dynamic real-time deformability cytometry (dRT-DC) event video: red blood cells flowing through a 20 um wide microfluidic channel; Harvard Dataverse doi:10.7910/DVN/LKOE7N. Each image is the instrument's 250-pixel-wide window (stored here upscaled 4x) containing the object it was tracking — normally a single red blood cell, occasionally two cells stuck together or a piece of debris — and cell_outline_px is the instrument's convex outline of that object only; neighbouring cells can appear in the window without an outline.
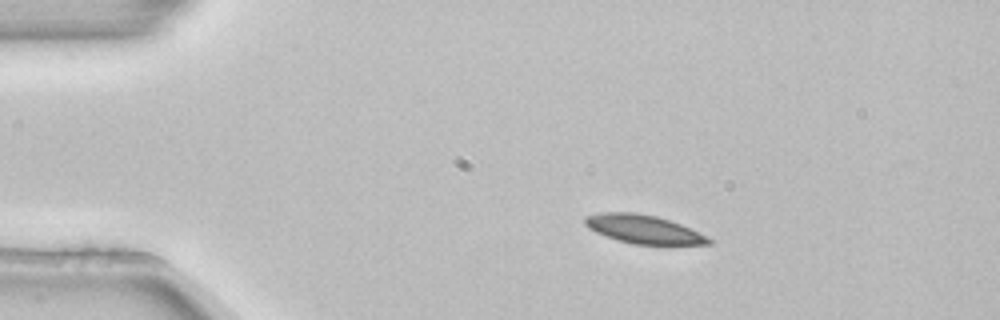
{"species": "common noctule bat (a hibernating species)", "species_latin": "Nyctalus noctula", "temperature_condition": "room temperature", "stored_images_in_passage": 3, "camera_frame_rate_fps": 3000, "um_per_image_px": 0.085, "animal": {"sex": "female", "body_mass_g": 22.7, "forearm_length_mm": 54.2}, "frame": {"image": 1, "passage_image": 2, "time_ms": 0.333, "image_size_px": [1000, 320], "cell_outline_px": [[712, 244], [632, 244], [616, 240], [596, 232], [588, 228], [584, 224], [584, 216], [600, 212], [636, 212], [656, 216], [680, 224], [712, 240]], "centroid_in_image_um": [54.6, 19.47], "position_along_channel_um": 30.4, "area_um2": 20.35}}
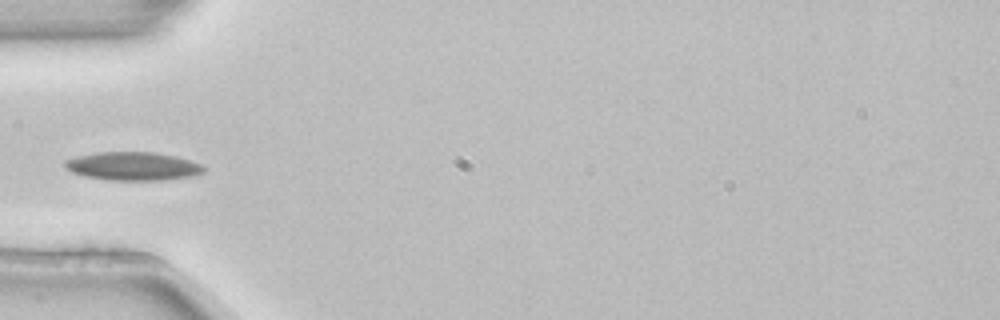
{"frame": {"image": 2, "passage_image": 3, "time_ms": 0.667, "image_size_px": [1000, 320], "cell_outline_px": [[208, 168], [204, 172], [192, 176], [164, 180], [108, 180], [88, 176], [72, 172], [64, 168], [64, 160], [76, 156], [100, 152], [152, 152], [176, 156], [200, 164]], "centroid_in_image_um": [11.3, 14.12], "position_along_channel_um": 73.7, "area_um2": 22.95}}